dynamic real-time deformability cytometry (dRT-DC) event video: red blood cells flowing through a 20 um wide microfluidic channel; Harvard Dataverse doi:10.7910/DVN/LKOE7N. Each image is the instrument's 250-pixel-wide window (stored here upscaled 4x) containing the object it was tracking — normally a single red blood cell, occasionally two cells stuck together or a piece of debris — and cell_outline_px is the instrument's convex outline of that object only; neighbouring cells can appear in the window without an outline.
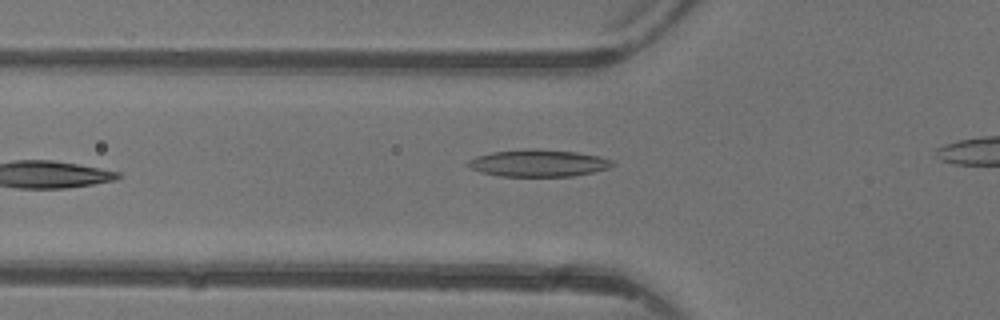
{"species": "common noctule bat (a hibernating species)", "species_latin": "Nyctalus noctula", "temperature_condition": "warm", "stored_images_in_passage": 4, "camera_frame_rate_fps": 3000, "um_per_image_px": 0.085, "animal": {"sex": "female"}, "frame": {"image": 1, "passage_image": 3, "time_ms": 2.333, "image_size_px": [1000, 320], "cell_outline_px": [[616, 164], [608, 168], [592, 172], [572, 176], [500, 176], [480, 172], [464, 164], [468, 160], [476, 156], [492, 152], [532, 148], [576, 152], [600, 156], [612, 160]], "centroid_in_image_um": [45.75, 13.86], "position_along_channel_um": 80.1, "area_um2": 22.77}}